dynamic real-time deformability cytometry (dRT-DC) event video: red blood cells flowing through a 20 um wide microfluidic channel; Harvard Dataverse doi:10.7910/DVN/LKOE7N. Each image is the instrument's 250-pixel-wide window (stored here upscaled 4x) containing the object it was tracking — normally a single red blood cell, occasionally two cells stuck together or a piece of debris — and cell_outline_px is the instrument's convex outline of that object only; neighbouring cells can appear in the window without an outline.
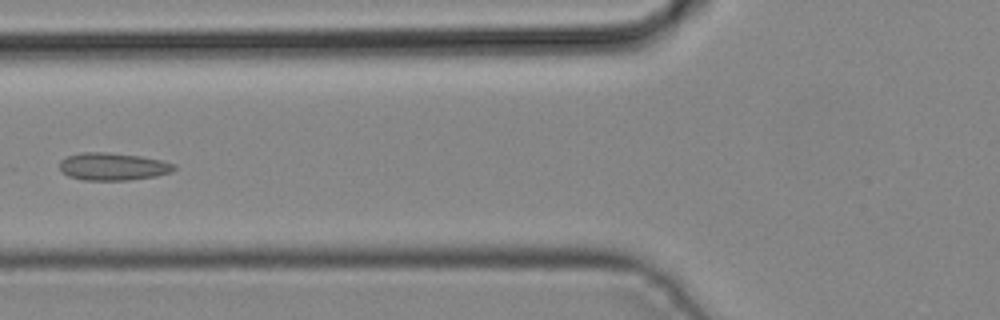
{"species": "common noctule bat (a hibernating species)", "species_latin": "Nyctalus noctula", "temperature_condition": "cold", "stored_images_in_passage": 4, "camera_frame_rate_fps": 3000, "um_per_image_px": 0.085, "animal": {"sex": "male", "body_mass_g": 19.2, "forearm_length_mm": 51.8}, "frame": {"image": 1, "passage_image": 4, "time_ms": 1.0, "image_size_px": [1000, 320], "cell_outline_px": [[176, 168], [172, 172], [156, 176], [128, 180], [84, 180], [68, 176], [60, 168], [60, 160], [68, 156], [80, 152], [108, 152], [140, 156], [160, 160], [176, 164]], "centroid_in_image_um": [9.61, 14.15], "position_along_channel_um": 116.2, "area_um2": 18.38}}